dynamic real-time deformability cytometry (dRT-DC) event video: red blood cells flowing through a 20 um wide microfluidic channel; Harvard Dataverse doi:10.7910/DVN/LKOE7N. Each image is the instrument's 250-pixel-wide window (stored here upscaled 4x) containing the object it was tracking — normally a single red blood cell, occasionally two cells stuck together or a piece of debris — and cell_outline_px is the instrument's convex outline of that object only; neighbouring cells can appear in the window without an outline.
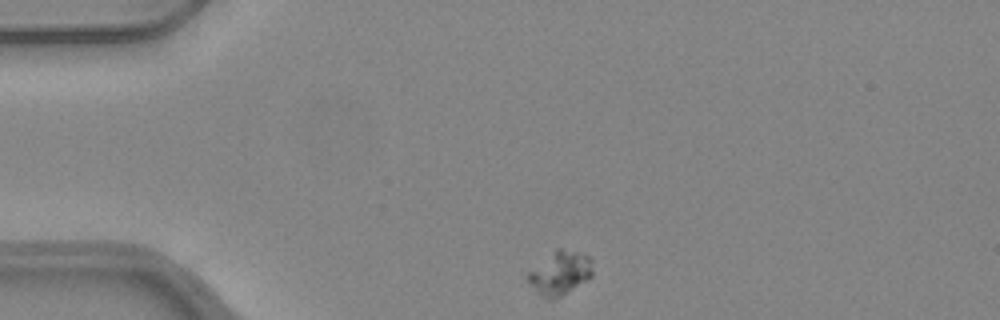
{"species": "common noctule bat (a hibernating species)", "species_latin": "Nyctalus noctula", "temperature_condition": "warm", "stored_images_in_passage": 43, "camera_frame_rate_fps": 3000, "um_per_image_px": 0.085, "animal": {"sex": "female", "body_mass_g": 24.6, "forearm_length_mm": 56.2}, "frame": {"image": 1, "passage_image": 1, "time_ms": 0.0, "image_size_px": [1000, 320], "cell_outline_px": [[592, 276], [588, 280], [560, 296], [552, 300], [548, 300], [524, 276], [528, 272], [556, 248], [560, 248], [580, 252], [588, 256], [592, 260]], "centroid_in_image_um": [47.63, 23.18], "position_along_channel_um": 37.4, "area_um2": 16.18}}
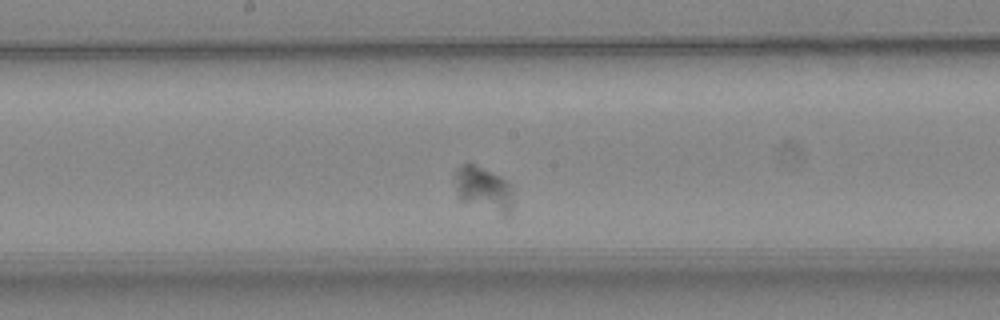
{"frame": {"image": 2, "passage_image": 18, "time_ms": 5.667, "image_size_px": [1000, 320], "cell_outline_px": [[512, 212], [508, 216], [504, 216], [460, 200], [456, 188], [456, 168], [468, 160], [500, 176], [508, 184], [512, 192]], "centroid_in_image_um": [41.1, 16.05], "position_along_channel_um": 207.1, "area_um2": 15.26}}
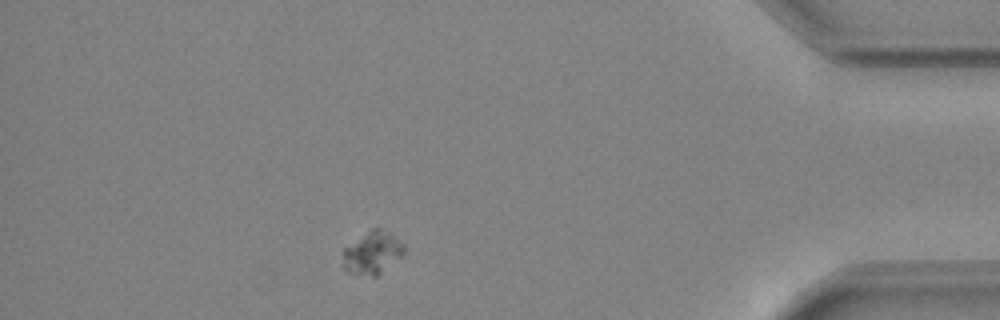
{"frame": {"image": 3, "passage_image": 37, "time_ms": 12.0, "image_size_px": [1000, 320], "cell_outline_px": [[404, 252], [400, 256], [376, 276], [372, 276], [348, 272], [344, 268], [344, 248], [372, 228], [380, 228], [388, 232], [404, 244]], "centroid_in_image_um": [31.65, 21.47], "position_along_channel_um": 403.6, "area_um2": 14.62}}